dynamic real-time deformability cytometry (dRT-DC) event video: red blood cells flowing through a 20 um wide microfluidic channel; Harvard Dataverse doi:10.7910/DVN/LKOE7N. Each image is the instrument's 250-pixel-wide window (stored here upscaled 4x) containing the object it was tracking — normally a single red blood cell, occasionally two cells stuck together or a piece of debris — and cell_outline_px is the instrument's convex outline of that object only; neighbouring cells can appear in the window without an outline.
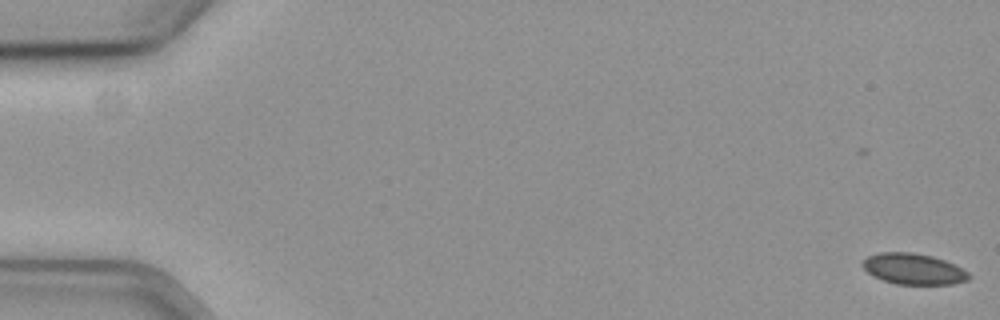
{"species": "common noctule bat (a hibernating species)", "species_latin": "Nyctalus noctula", "temperature_condition": "cold", "stored_images_in_passage": 58, "camera_frame_rate_fps": 3000, "um_per_image_px": 0.085, "animal": {"sex": "female", "body_mass_g": 19.3, "forearm_length_mm": 54.1}, "frame": {"image": 1, "passage_image": 1, "time_ms": 0.0, "image_size_px": [1000, 320], "cell_outline_px": [[972, 276], [968, 280], [952, 284], [896, 284], [872, 276], [860, 264], [868, 256], [880, 252], [912, 252], [932, 256], [944, 260], [968, 272]], "centroid_in_image_um": [77.63, 22.86], "position_along_channel_um": 7.4, "area_um2": 19.07}}
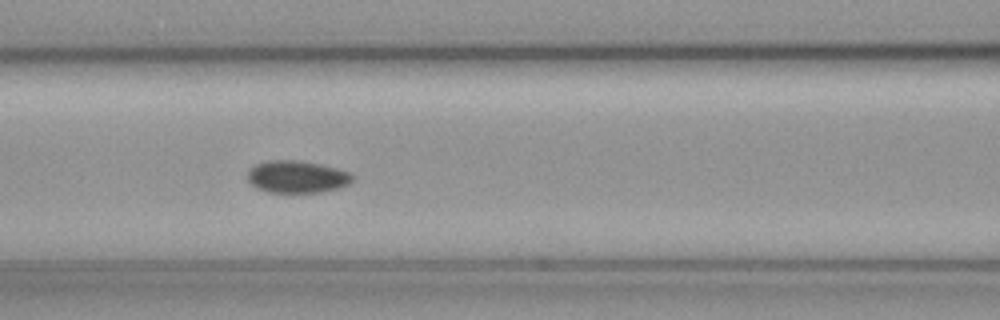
{"frame": {"image": 2, "passage_image": 26, "time_ms": 8.333, "image_size_px": [1000, 320], "cell_outline_px": [[352, 180], [348, 184], [340, 188], [320, 192], [268, 192], [256, 188], [248, 180], [248, 168], [256, 164], [268, 160], [300, 160], [320, 164], [336, 168], [348, 172], [352, 176]], "centroid_in_image_um": [25.21, 15.02], "position_along_channel_um": 141.4, "area_um2": 19.71}}
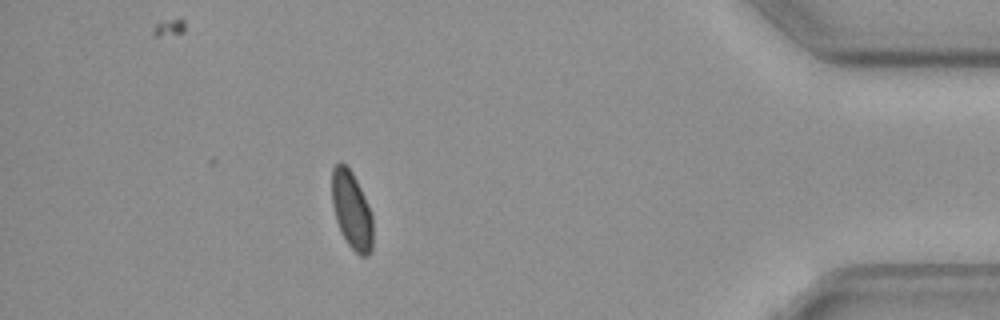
{"frame": {"image": 3, "passage_image": 52, "time_ms": 17.0, "image_size_px": [1000, 320], "cell_outline_px": [[372, 252], [368, 256], [360, 256], [348, 244], [340, 232], [336, 220], [332, 204], [332, 168], [340, 160], [352, 172], [372, 212]], "centroid_in_image_um": [29.89, 17.88], "position_along_channel_um": 405.3, "area_um2": 18.61}}